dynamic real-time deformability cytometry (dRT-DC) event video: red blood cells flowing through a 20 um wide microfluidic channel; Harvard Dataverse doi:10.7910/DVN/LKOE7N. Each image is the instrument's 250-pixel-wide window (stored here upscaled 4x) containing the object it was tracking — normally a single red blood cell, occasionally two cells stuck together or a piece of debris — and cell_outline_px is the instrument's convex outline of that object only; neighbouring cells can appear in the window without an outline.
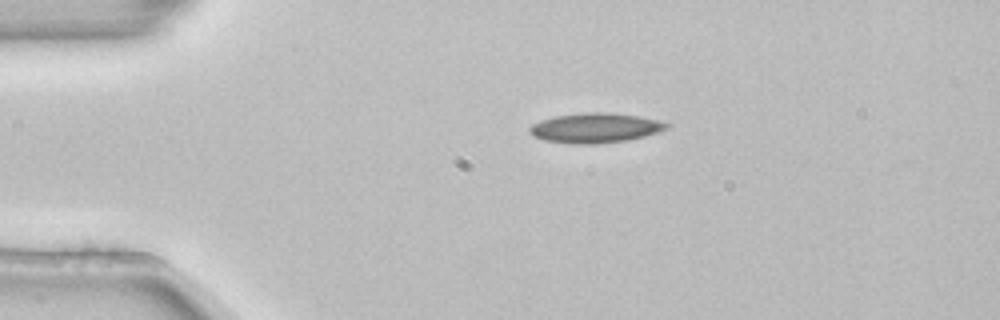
{"species": "common noctule bat (a hibernating species)", "species_latin": "Nyctalus noctula", "temperature_condition": "room temperature", "stored_images_in_passage": 2, "camera_frame_rate_fps": 3000, "um_per_image_px": 0.085, "animal": {"sex": "female", "body_mass_g": 22.7, "forearm_length_mm": 54.2}, "frame": {"image": 1, "passage_image": 1, "time_ms": 0.0, "image_size_px": [1000, 320], "cell_outline_px": [[672, 124], [668, 128], [644, 136], [624, 140], [588, 144], [572, 144], [544, 140], [536, 136], [528, 128], [532, 124], [540, 120], [556, 116], [588, 112], [608, 112], [636, 116], [660, 120]], "centroid_in_image_um": [50.61, 10.86], "position_along_channel_um": 34.4, "area_um2": 23.41}}